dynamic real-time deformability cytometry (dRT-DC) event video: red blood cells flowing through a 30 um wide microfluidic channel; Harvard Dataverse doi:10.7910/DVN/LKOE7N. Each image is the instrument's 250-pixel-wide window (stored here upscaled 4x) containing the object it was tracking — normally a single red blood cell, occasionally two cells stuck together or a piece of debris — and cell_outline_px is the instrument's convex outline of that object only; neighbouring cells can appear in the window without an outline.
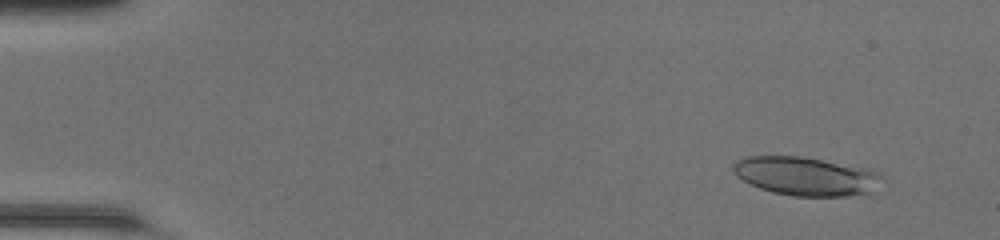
{"species": "common noctule bat (a hibernating species)", "species_latin": "Nyctalus noctula", "temperature_condition": "room temperature", "stored_images_in_passage": 20, "camera_frame_rate_fps": 3000, "um_per_image_px": 0.085, "animal": {"sex": "female", "body_mass_g": 20.0, "forearm_length_mm": 54.0}, "frame": {"image": 1, "passage_image": 4, "time_ms": 1.0, "image_size_px": [1000, 240], "cell_outline_px": [[888, 188], [880, 192], [844, 196], [792, 196], [772, 192], [760, 188], [736, 176], [732, 172], [732, 164], [736, 160], [748, 156], [796, 156], [868, 168], [880, 172], [884, 176]], "centroid_in_image_um": [68.67, 15.0], "position_along_channel_um": 16.3, "area_um2": 34.39}}